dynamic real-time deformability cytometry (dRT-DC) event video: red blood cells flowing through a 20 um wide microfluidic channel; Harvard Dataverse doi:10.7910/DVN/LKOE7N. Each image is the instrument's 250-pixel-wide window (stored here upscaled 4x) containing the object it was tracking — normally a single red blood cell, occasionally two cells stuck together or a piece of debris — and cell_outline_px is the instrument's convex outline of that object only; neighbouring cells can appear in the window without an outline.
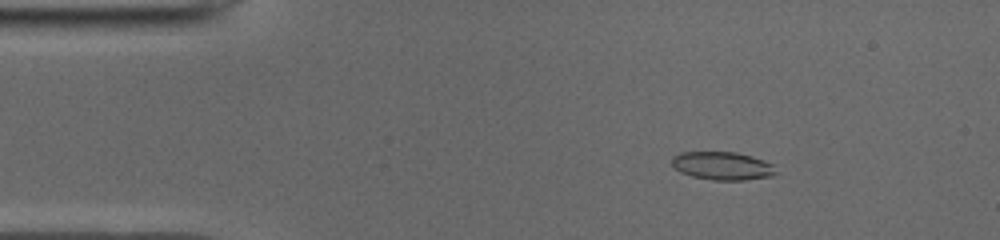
{"species": "common noctule bat (a hibernating species)", "species_latin": "Nyctalus noctula", "temperature_condition": "cold", "stored_images_in_passage": 50, "camera_frame_rate_fps": 3000, "um_per_image_px": 0.085, "animal": {"sex": "male", "body_mass_g": 19.0, "forearm_length_mm": 50.8}, "frame": {"image": 1, "passage_image": 7, "time_ms": 2.0, "image_size_px": [1000, 240], "cell_outline_px": [[776, 172], [772, 176], [744, 180], [712, 180], [692, 176], [680, 172], [672, 168], [672, 156], [680, 152], [736, 152], [752, 156], [764, 160], [772, 164]], "centroid_in_image_um": [61.36, 14.09], "position_along_channel_um": 23.6, "area_um2": 17.17}}
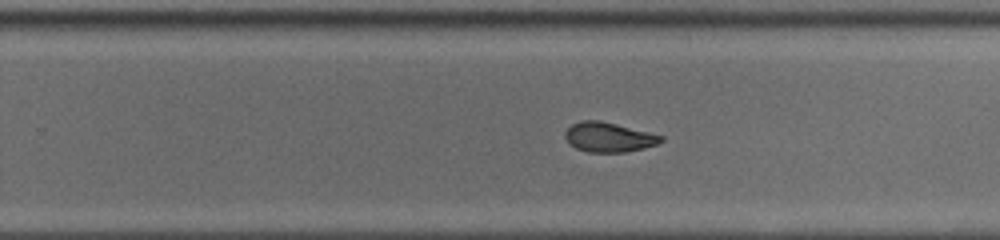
{"frame": {"image": 2, "passage_image": 31, "time_ms": 10.0, "image_size_px": [1000, 240], "cell_outline_px": [[664, 140], [656, 144], [644, 148], [628, 152], [588, 152], [576, 148], [568, 144], [564, 136], [564, 132], [572, 124], [580, 120], [600, 120], [664, 136]], "centroid_in_image_um": [51.71, 11.66], "position_along_channel_um": 278.1, "area_um2": 16.65}}
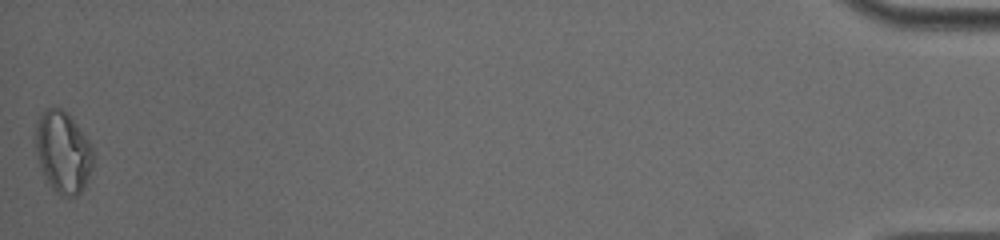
{"frame": {"image": 3, "passage_image": 50, "time_ms": 16.333, "image_size_px": [1000, 240], "cell_outline_px": [[92, 168], [80, 192], [76, 196], [60, 196], [48, 184], [44, 176], [36, 156], [36, 124], [40, 116], [48, 108], [60, 108], [68, 112], [92, 144]], "centroid_in_image_um": [5.35, 12.92], "position_along_channel_um": 429.9, "area_um2": 27.28}, "authors_computed_cell_mechanics": {"area_um2": 17.3978, "velocity_mm_per_s": 3.9595, "shape_relaxation_time_tau1_ms": 10.0751, "shape_relaxation_time_tau2_ms": 1.5762, "deformation_change_tau1": 0.2349, "deformation_change_tau2": 0.066}}